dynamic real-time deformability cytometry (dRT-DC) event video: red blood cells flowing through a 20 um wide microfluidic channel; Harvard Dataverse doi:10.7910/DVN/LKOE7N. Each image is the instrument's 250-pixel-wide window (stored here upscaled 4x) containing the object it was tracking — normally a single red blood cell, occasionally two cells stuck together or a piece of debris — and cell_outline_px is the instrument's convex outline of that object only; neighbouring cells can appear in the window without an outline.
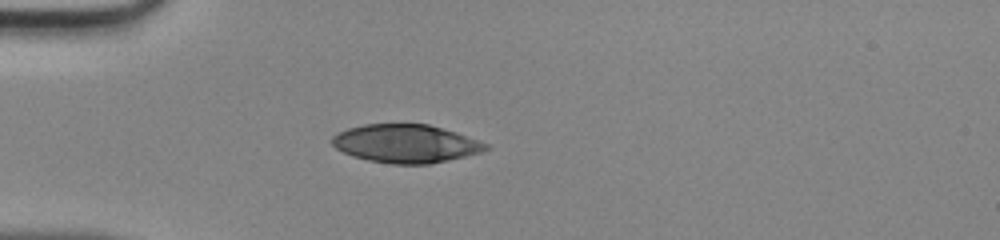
{"species": "human", "species_latin": "Homo sapiens", "temperature_condition": "room temperature", "stored_images_in_passage": 35, "camera_frame_rate_fps": 3000, "um_per_image_px": 0.085, "donor": {"sex": "male"}, "frame": {"image": 1, "passage_image": 1, "time_ms": 0.0, "image_size_px": [1000, 240], "cell_outline_px": [[492, 148], [480, 152], [448, 160], [428, 164], [392, 164], [368, 160], [352, 156], [336, 148], [332, 144], [332, 136], [336, 132], [348, 128], [364, 124], [428, 124], [456, 132], [488, 144]], "centroid_in_image_um": [34.47, 12.2], "position_along_channel_um": 50.5, "area_um2": 34.22}}
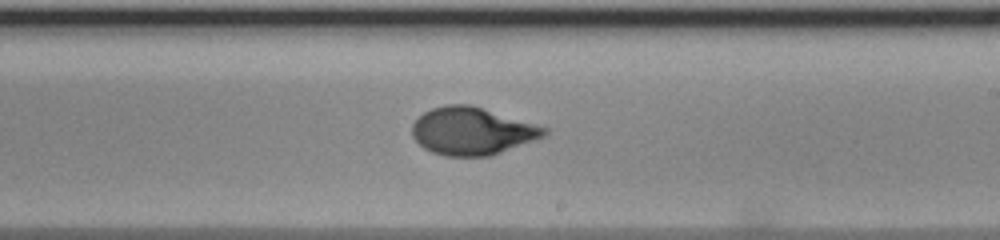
{"frame": {"image": 2, "passage_image": 16, "time_ms": 5.0, "image_size_px": [1000, 240], "cell_outline_px": [[548, 132], [544, 136], [492, 156], [444, 156], [432, 152], [424, 148], [412, 136], [412, 124], [424, 112], [432, 108], [444, 104], [472, 104], [548, 128]], "centroid_in_image_um": [40.12, 11.13], "position_along_channel_um": 248.9, "area_um2": 36.65}}
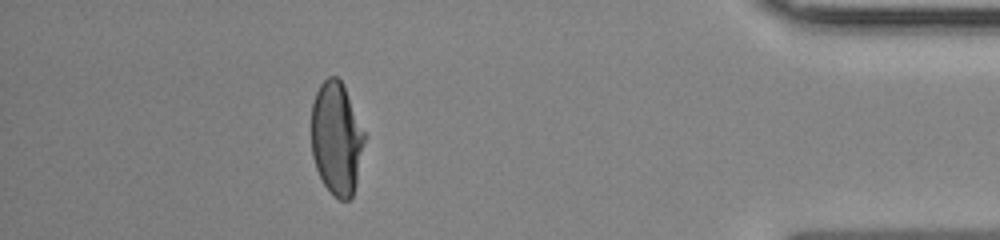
{"frame": {"image": 3, "passage_image": 30, "time_ms": 9.667, "image_size_px": [1000, 240], "cell_outline_px": [[364, 140], [356, 184], [352, 196], [348, 200], [340, 200], [324, 184], [316, 168], [312, 156], [312, 104], [316, 92], [320, 84], [328, 76], [336, 76], [344, 84], [364, 132]], "centroid_in_image_um": [28.59, 11.73], "position_along_channel_um": 406.6, "area_um2": 34.56}}